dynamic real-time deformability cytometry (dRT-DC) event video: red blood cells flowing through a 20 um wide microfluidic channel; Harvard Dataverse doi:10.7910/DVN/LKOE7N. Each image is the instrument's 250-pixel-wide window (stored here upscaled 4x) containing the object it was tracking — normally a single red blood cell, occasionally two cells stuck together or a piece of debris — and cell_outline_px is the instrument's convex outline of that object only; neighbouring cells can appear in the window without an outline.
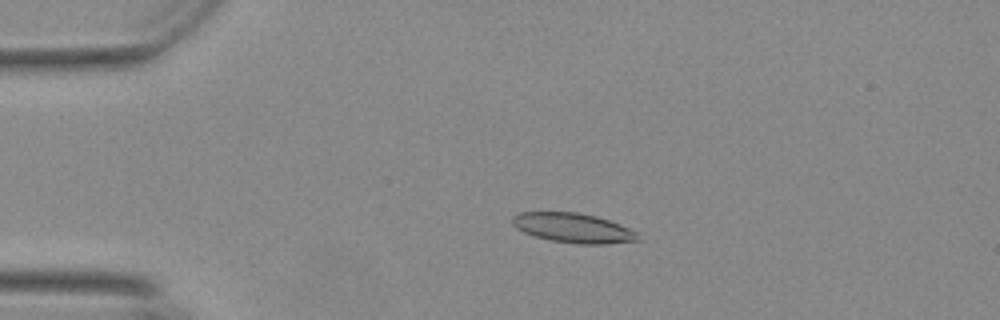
{"species": "Egyptian fruit bat (a non-hibernating species)", "species_latin": "Rousettus aegyptiacus", "temperature_condition": "warm", "stored_images_in_passage": 56, "camera_frame_rate_fps": 3000, "um_per_image_px": 0.085, "animal": {"sex": "female"}, "frame": {"image": 1, "passage_image": 13, "time_ms": 4.0, "image_size_px": [1000, 320], "cell_outline_px": [[636, 240], [604, 244], [580, 244], [552, 240], [536, 236], [524, 232], [516, 228], [512, 224], [512, 216], [520, 212], [576, 212], [596, 216], [608, 220], [628, 228], [636, 232]], "centroid_in_image_um": [48.65, 19.36], "position_along_channel_um": 36.3, "area_um2": 21.21}}
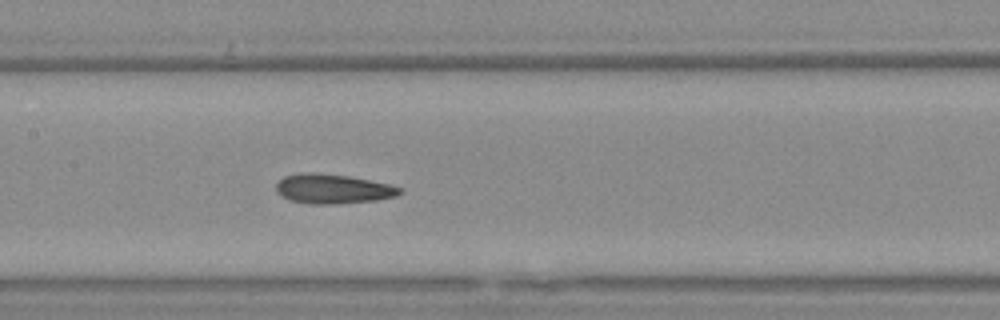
{"frame": {"image": 2, "passage_image": 28, "time_ms": 9.0, "image_size_px": [1000, 320], "cell_outline_px": [[400, 192], [396, 196], [376, 200], [336, 204], [308, 204], [288, 200], [280, 196], [276, 192], [276, 184], [284, 176], [308, 172], [316, 172], [348, 176], [388, 184], [400, 188]], "centroid_in_image_um": [28.22, 16.06], "position_along_channel_um": 179.2, "area_um2": 21.21}}
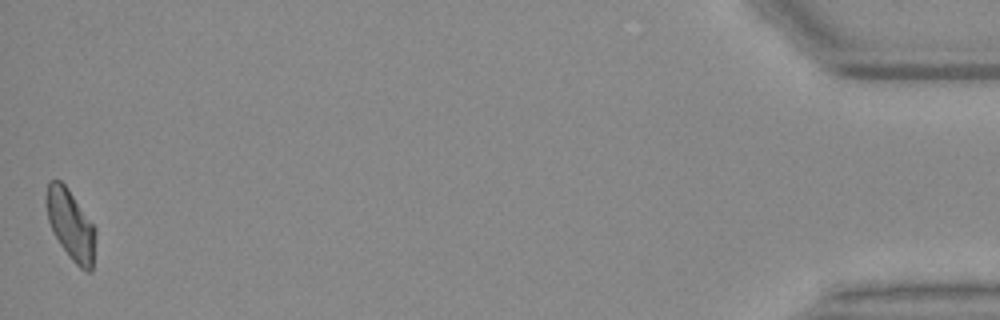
{"frame": {"image": 3, "passage_image": 56, "time_ms": 18.333, "image_size_px": [1000, 320], "cell_outline_px": [[96, 232], [92, 272], [84, 272], [72, 260], [60, 244], [52, 232], [48, 220], [48, 184], [52, 180], [60, 180], [68, 188], [96, 228]], "centroid_in_image_um": [6.06, 19.17], "position_along_channel_um": 429.1, "area_um2": 19.83}, "authors_computed_cell_mechanics": {"area_um2": 20.5479, "velocity_mm_per_s": 3.684, "shape_relaxation_time_tau1_ms": null, "shape_relaxation_time_tau2_ms": 2.727, "deformation_change_tau1": null, "deformation_change_tau2": 0.1038}}